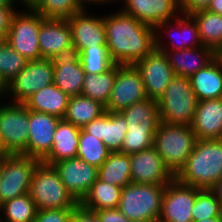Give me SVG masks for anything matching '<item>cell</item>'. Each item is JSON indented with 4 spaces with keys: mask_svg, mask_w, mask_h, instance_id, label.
Wrapping results in <instances>:
<instances>
[{
    "mask_svg": "<svg viewBox=\"0 0 222 222\" xmlns=\"http://www.w3.org/2000/svg\"><path fill=\"white\" fill-rule=\"evenodd\" d=\"M54 61L53 84L69 97L81 95L85 71L78 54L72 52L57 56Z\"/></svg>",
    "mask_w": 222,
    "mask_h": 222,
    "instance_id": "cell-22",
    "label": "cell"
},
{
    "mask_svg": "<svg viewBox=\"0 0 222 222\" xmlns=\"http://www.w3.org/2000/svg\"><path fill=\"white\" fill-rule=\"evenodd\" d=\"M67 191L80 203L98 179V168L75 157L52 164Z\"/></svg>",
    "mask_w": 222,
    "mask_h": 222,
    "instance_id": "cell-16",
    "label": "cell"
},
{
    "mask_svg": "<svg viewBox=\"0 0 222 222\" xmlns=\"http://www.w3.org/2000/svg\"><path fill=\"white\" fill-rule=\"evenodd\" d=\"M13 0H0V7L9 5Z\"/></svg>",
    "mask_w": 222,
    "mask_h": 222,
    "instance_id": "cell-52",
    "label": "cell"
},
{
    "mask_svg": "<svg viewBox=\"0 0 222 222\" xmlns=\"http://www.w3.org/2000/svg\"><path fill=\"white\" fill-rule=\"evenodd\" d=\"M110 151L104 142L95 136L87 133L83 128L79 133V144L77 157L87 163L99 168L107 159Z\"/></svg>",
    "mask_w": 222,
    "mask_h": 222,
    "instance_id": "cell-35",
    "label": "cell"
},
{
    "mask_svg": "<svg viewBox=\"0 0 222 222\" xmlns=\"http://www.w3.org/2000/svg\"><path fill=\"white\" fill-rule=\"evenodd\" d=\"M116 78V64L100 74H85L82 95L106 106Z\"/></svg>",
    "mask_w": 222,
    "mask_h": 222,
    "instance_id": "cell-33",
    "label": "cell"
},
{
    "mask_svg": "<svg viewBox=\"0 0 222 222\" xmlns=\"http://www.w3.org/2000/svg\"><path fill=\"white\" fill-rule=\"evenodd\" d=\"M183 15L180 16V17H177L174 21L175 26H177V28L175 27V29H178L179 31L176 33V39L177 37L179 38H184V39H181L180 38L178 39V42L174 41V37L171 33L172 31L171 30H175L174 29V26H172L170 23L171 21H165V22H162L160 23L156 28H155V32H156V49L157 50H181V49H186V48H195V47H200V46H203L201 41H200V37H199V32H198V27H197V24L196 22L194 21V19L188 15V14H181ZM165 27V28H164ZM170 31H169V29ZM164 28V29H163ZM181 29V30H180ZM160 30V31H159ZM165 30V31H163ZM162 31V34H168L167 36H169L170 38L172 37V40L168 46L166 45L165 43V46H164V42H161L162 41V37H160V33ZM160 32V33H158ZM164 32V33H163ZM180 35V36H178ZM182 36V37H181ZM189 41V43H188ZM169 47V48H168Z\"/></svg>",
    "mask_w": 222,
    "mask_h": 222,
    "instance_id": "cell-24",
    "label": "cell"
},
{
    "mask_svg": "<svg viewBox=\"0 0 222 222\" xmlns=\"http://www.w3.org/2000/svg\"><path fill=\"white\" fill-rule=\"evenodd\" d=\"M0 209L7 222H32L38 211L29 193L5 201Z\"/></svg>",
    "mask_w": 222,
    "mask_h": 222,
    "instance_id": "cell-34",
    "label": "cell"
},
{
    "mask_svg": "<svg viewBox=\"0 0 222 222\" xmlns=\"http://www.w3.org/2000/svg\"><path fill=\"white\" fill-rule=\"evenodd\" d=\"M6 94V85L3 83V81L0 79V97H5Z\"/></svg>",
    "mask_w": 222,
    "mask_h": 222,
    "instance_id": "cell-51",
    "label": "cell"
},
{
    "mask_svg": "<svg viewBox=\"0 0 222 222\" xmlns=\"http://www.w3.org/2000/svg\"><path fill=\"white\" fill-rule=\"evenodd\" d=\"M54 61L41 58L27 61L25 67L6 85L13 103H25L34 93L53 84Z\"/></svg>",
    "mask_w": 222,
    "mask_h": 222,
    "instance_id": "cell-10",
    "label": "cell"
},
{
    "mask_svg": "<svg viewBox=\"0 0 222 222\" xmlns=\"http://www.w3.org/2000/svg\"><path fill=\"white\" fill-rule=\"evenodd\" d=\"M82 0H37L32 8L44 18L68 19L85 8Z\"/></svg>",
    "mask_w": 222,
    "mask_h": 222,
    "instance_id": "cell-36",
    "label": "cell"
},
{
    "mask_svg": "<svg viewBox=\"0 0 222 222\" xmlns=\"http://www.w3.org/2000/svg\"><path fill=\"white\" fill-rule=\"evenodd\" d=\"M26 9L25 12L14 13L6 41L28 61L38 60L41 59L38 35L40 24L45 18L32 7Z\"/></svg>",
    "mask_w": 222,
    "mask_h": 222,
    "instance_id": "cell-9",
    "label": "cell"
},
{
    "mask_svg": "<svg viewBox=\"0 0 222 222\" xmlns=\"http://www.w3.org/2000/svg\"><path fill=\"white\" fill-rule=\"evenodd\" d=\"M69 98L63 90L51 84L34 93L24 104L29 110L44 112L63 119Z\"/></svg>",
    "mask_w": 222,
    "mask_h": 222,
    "instance_id": "cell-28",
    "label": "cell"
},
{
    "mask_svg": "<svg viewBox=\"0 0 222 222\" xmlns=\"http://www.w3.org/2000/svg\"><path fill=\"white\" fill-rule=\"evenodd\" d=\"M120 113L127 124L122 153L130 155L154 146V134L160 122L156 100L146 98L121 110Z\"/></svg>",
    "mask_w": 222,
    "mask_h": 222,
    "instance_id": "cell-3",
    "label": "cell"
},
{
    "mask_svg": "<svg viewBox=\"0 0 222 222\" xmlns=\"http://www.w3.org/2000/svg\"><path fill=\"white\" fill-rule=\"evenodd\" d=\"M16 0H13L9 5L0 7V39L6 40L7 34L11 25V20L16 12L14 5Z\"/></svg>",
    "mask_w": 222,
    "mask_h": 222,
    "instance_id": "cell-41",
    "label": "cell"
},
{
    "mask_svg": "<svg viewBox=\"0 0 222 222\" xmlns=\"http://www.w3.org/2000/svg\"><path fill=\"white\" fill-rule=\"evenodd\" d=\"M189 80L198 101L222 98V58L218 55L206 67L192 74Z\"/></svg>",
    "mask_w": 222,
    "mask_h": 222,
    "instance_id": "cell-26",
    "label": "cell"
},
{
    "mask_svg": "<svg viewBox=\"0 0 222 222\" xmlns=\"http://www.w3.org/2000/svg\"><path fill=\"white\" fill-rule=\"evenodd\" d=\"M192 222H222V216H215L208 219L203 220H194Z\"/></svg>",
    "mask_w": 222,
    "mask_h": 222,
    "instance_id": "cell-49",
    "label": "cell"
},
{
    "mask_svg": "<svg viewBox=\"0 0 222 222\" xmlns=\"http://www.w3.org/2000/svg\"><path fill=\"white\" fill-rule=\"evenodd\" d=\"M121 190V187L98 178L80 204L91 211L118 208Z\"/></svg>",
    "mask_w": 222,
    "mask_h": 222,
    "instance_id": "cell-32",
    "label": "cell"
},
{
    "mask_svg": "<svg viewBox=\"0 0 222 222\" xmlns=\"http://www.w3.org/2000/svg\"><path fill=\"white\" fill-rule=\"evenodd\" d=\"M81 128L61 119L53 135V147L42 162L53 163L77 157Z\"/></svg>",
    "mask_w": 222,
    "mask_h": 222,
    "instance_id": "cell-27",
    "label": "cell"
},
{
    "mask_svg": "<svg viewBox=\"0 0 222 222\" xmlns=\"http://www.w3.org/2000/svg\"><path fill=\"white\" fill-rule=\"evenodd\" d=\"M29 194L37 210L74 208L78 204L67 191L54 166L42 161L33 172Z\"/></svg>",
    "mask_w": 222,
    "mask_h": 222,
    "instance_id": "cell-7",
    "label": "cell"
},
{
    "mask_svg": "<svg viewBox=\"0 0 222 222\" xmlns=\"http://www.w3.org/2000/svg\"><path fill=\"white\" fill-rule=\"evenodd\" d=\"M77 54L85 74H100L114 64L109 56L107 46L88 47Z\"/></svg>",
    "mask_w": 222,
    "mask_h": 222,
    "instance_id": "cell-38",
    "label": "cell"
},
{
    "mask_svg": "<svg viewBox=\"0 0 222 222\" xmlns=\"http://www.w3.org/2000/svg\"><path fill=\"white\" fill-rule=\"evenodd\" d=\"M196 141L191 125L159 122L154 134V147L174 175L184 166Z\"/></svg>",
    "mask_w": 222,
    "mask_h": 222,
    "instance_id": "cell-4",
    "label": "cell"
},
{
    "mask_svg": "<svg viewBox=\"0 0 222 222\" xmlns=\"http://www.w3.org/2000/svg\"><path fill=\"white\" fill-rule=\"evenodd\" d=\"M134 66L141 74L147 97L156 101L176 76L166 54L156 48Z\"/></svg>",
    "mask_w": 222,
    "mask_h": 222,
    "instance_id": "cell-14",
    "label": "cell"
},
{
    "mask_svg": "<svg viewBox=\"0 0 222 222\" xmlns=\"http://www.w3.org/2000/svg\"><path fill=\"white\" fill-rule=\"evenodd\" d=\"M27 61L6 40L0 42V79L5 85L25 67Z\"/></svg>",
    "mask_w": 222,
    "mask_h": 222,
    "instance_id": "cell-37",
    "label": "cell"
},
{
    "mask_svg": "<svg viewBox=\"0 0 222 222\" xmlns=\"http://www.w3.org/2000/svg\"><path fill=\"white\" fill-rule=\"evenodd\" d=\"M38 43L41 58L55 59L74 51L67 19L45 18L40 24Z\"/></svg>",
    "mask_w": 222,
    "mask_h": 222,
    "instance_id": "cell-19",
    "label": "cell"
},
{
    "mask_svg": "<svg viewBox=\"0 0 222 222\" xmlns=\"http://www.w3.org/2000/svg\"><path fill=\"white\" fill-rule=\"evenodd\" d=\"M17 3L19 1V3L21 2V4L25 7H32L36 2L37 0H16Z\"/></svg>",
    "mask_w": 222,
    "mask_h": 222,
    "instance_id": "cell-50",
    "label": "cell"
},
{
    "mask_svg": "<svg viewBox=\"0 0 222 222\" xmlns=\"http://www.w3.org/2000/svg\"><path fill=\"white\" fill-rule=\"evenodd\" d=\"M201 190L176 179L166 184L158 222H192V207Z\"/></svg>",
    "mask_w": 222,
    "mask_h": 222,
    "instance_id": "cell-13",
    "label": "cell"
},
{
    "mask_svg": "<svg viewBox=\"0 0 222 222\" xmlns=\"http://www.w3.org/2000/svg\"><path fill=\"white\" fill-rule=\"evenodd\" d=\"M189 15L197 24L202 45L213 49L219 55L222 51V16L207 9Z\"/></svg>",
    "mask_w": 222,
    "mask_h": 222,
    "instance_id": "cell-29",
    "label": "cell"
},
{
    "mask_svg": "<svg viewBox=\"0 0 222 222\" xmlns=\"http://www.w3.org/2000/svg\"><path fill=\"white\" fill-rule=\"evenodd\" d=\"M104 26L114 64L134 65L156 48L155 28L120 10L104 16Z\"/></svg>",
    "mask_w": 222,
    "mask_h": 222,
    "instance_id": "cell-1",
    "label": "cell"
},
{
    "mask_svg": "<svg viewBox=\"0 0 222 222\" xmlns=\"http://www.w3.org/2000/svg\"><path fill=\"white\" fill-rule=\"evenodd\" d=\"M40 160L22 153L0 159V205L29 193L33 172Z\"/></svg>",
    "mask_w": 222,
    "mask_h": 222,
    "instance_id": "cell-8",
    "label": "cell"
},
{
    "mask_svg": "<svg viewBox=\"0 0 222 222\" xmlns=\"http://www.w3.org/2000/svg\"><path fill=\"white\" fill-rule=\"evenodd\" d=\"M131 182L166 185L175 179L154 146L130 154Z\"/></svg>",
    "mask_w": 222,
    "mask_h": 222,
    "instance_id": "cell-15",
    "label": "cell"
},
{
    "mask_svg": "<svg viewBox=\"0 0 222 222\" xmlns=\"http://www.w3.org/2000/svg\"><path fill=\"white\" fill-rule=\"evenodd\" d=\"M164 52L176 76L190 77L211 63L218 54L211 48L200 46L181 50H160Z\"/></svg>",
    "mask_w": 222,
    "mask_h": 222,
    "instance_id": "cell-25",
    "label": "cell"
},
{
    "mask_svg": "<svg viewBox=\"0 0 222 222\" xmlns=\"http://www.w3.org/2000/svg\"><path fill=\"white\" fill-rule=\"evenodd\" d=\"M99 222H131L118 208L95 211Z\"/></svg>",
    "mask_w": 222,
    "mask_h": 222,
    "instance_id": "cell-43",
    "label": "cell"
},
{
    "mask_svg": "<svg viewBox=\"0 0 222 222\" xmlns=\"http://www.w3.org/2000/svg\"><path fill=\"white\" fill-rule=\"evenodd\" d=\"M125 4L122 12L134 16L140 22L156 28L160 23L172 21L181 14L179 0H120Z\"/></svg>",
    "mask_w": 222,
    "mask_h": 222,
    "instance_id": "cell-20",
    "label": "cell"
},
{
    "mask_svg": "<svg viewBox=\"0 0 222 222\" xmlns=\"http://www.w3.org/2000/svg\"><path fill=\"white\" fill-rule=\"evenodd\" d=\"M98 178L121 188L131 183L130 155L110 152L107 159L98 168Z\"/></svg>",
    "mask_w": 222,
    "mask_h": 222,
    "instance_id": "cell-30",
    "label": "cell"
},
{
    "mask_svg": "<svg viewBox=\"0 0 222 222\" xmlns=\"http://www.w3.org/2000/svg\"><path fill=\"white\" fill-rule=\"evenodd\" d=\"M11 152L5 147V144L2 139V135L0 133V159L4 156L9 155Z\"/></svg>",
    "mask_w": 222,
    "mask_h": 222,
    "instance_id": "cell-47",
    "label": "cell"
},
{
    "mask_svg": "<svg viewBox=\"0 0 222 222\" xmlns=\"http://www.w3.org/2000/svg\"><path fill=\"white\" fill-rule=\"evenodd\" d=\"M148 98L140 72L134 65L116 64V78L105 110H121Z\"/></svg>",
    "mask_w": 222,
    "mask_h": 222,
    "instance_id": "cell-11",
    "label": "cell"
},
{
    "mask_svg": "<svg viewBox=\"0 0 222 222\" xmlns=\"http://www.w3.org/2000/svg\"><path fill=\"white\" fill-rule=\"evenodd\" d=\"M60 120L54 115L29 110V137L21 153L42 161L53 147V135Z\"/></svg>",
    "mask_w": 222,
    "mask_h": 222,
    "instance_id": "cell-17",
    "label": "cell"
},
{
    "mask_svg": "<svg viewBox=\"0 0 222 222\" xmlns=\"http://www.w3.org/2000/svg\"><path fill=\"white\" fill-rule=\"evenodd\" d=\"M70 222H99L95 211L84 208L78 203L74 208Z\"/></svg>",
    "mask_w": 222,
    "mask_h": 222,
    "instance_id": "cell-42",
    "label": "cell"
},
{
    "mask_svg": "<svg viewBox=\"0 0 222 222\" xmlns=\"http://www.w3.org/2000/svg\"><path fill=\"white\" fill-rule=\"evenodd\" d=\"M73 208L38 210L32 222H70Z\"/></svg>",
    "mask_w": 222,
    "mask_h": 222,
    "instance_id": "cell-40",
    "label": "cell"
},
{
    "mask_svg": "<svg viewBox=\"0 0 222 222\" xmlns=\"http://www.w3.org/2000/svg\"><path fill=\"white\" fill-rule=\"evenodd\" d=\"M105 106L84 95L69 98L64 120L83 128L105 112Z\"/></svg>",
    "mask_w": 222,
    "mask_h": 222,
    "instance_id": "cell-31",
    "label": "cell"
},
{
    "mask_svg": "<svg viewBox=\"0 0 222 222\" xmlns=\"http://www.w3.org/2000/svg\"><path fill=\"white\" fill-rule=\"evenodd\" d=\"M212 0H179L181 14H190L198 10L207 9Z\"/></svg>",
    "mask_w": 222,
    "mask_h": 222,
    "instance_id": "cell-44",
    "label": "cell"
},
{
    "mask_svg": "<svg viewBox=\"0 0 222 222\" xmlns=\"http://www.w3.org/2000/svg\"><path fill=\"white\" fill-rule=\"evenodd\" d=\"M212 190L217 194L218 202L220 204V210H221V213H222V177L216 183L215 187Z\"/></svg>",
    "mask_w": 222,
    "mask_h": 222,
    "instance_id": "cell-46",
    "label": "cell"
},
{
    "mask_svg": "<svg viewBox=\"0 0 222 222\" xmlns=\"http://www.w3.org/2000/svg\"><path fill=\"white\" fill-rule=\"evenodd\" d=\"M165 186L131 182L121 190L118 209L131 222H158Z\"/></svg>",
    "mask_w": 222,
    "mask_h": 222,
    "instance_id": "cell-5",
    "label": "cell"
},
{
    "mask_svg": "<svg viewBox=\"0 0 222 222\" xmlns=\"http://www.w3.org/2000/svg\"><path fill=\"white\" fill-rule=\"evenodd\" d=\"M157 102L160 122L191 125L198 99L189 77L175 76Z\"/></svg>",
    "mask_w": 222,
    "mask_h": 222,
    "instance_id": "cell-6",
    "label": "cell"
},
{
    "mask_svg": "<svg viewBox=\"0 0 222 222\" xmlns=\"http://www.w3.org/2000/svg\"><path fill=\"white\" fill-rule=\"evenodd\" d=\"M191 127L198 140L222 139V98L198 101Z\"/></svg>",
    "mask_w": 222,
    "mask_h": 222,
    "instance_id": "cell-23",
    "label": "cell"
},
{
    "mask_svg": "<svg viewBox=\"0 0 222 222\" xmlns=\"http://www.w3.org/2000/svg\"><path fill=\"white\" fill-rule=\"evenodd\" d=\"M83 129L102 140L110 152H121L122 141L127 132V124L120 112L105 111L86 124Z\"/></svg>",
    "mask_w": 222,
    "mask_h": 222,
    "instance_id": "cell-21",
    "label": "cell"
},
{
    "mask_svg": "<svg viewBox=\"0 0 222 222\" xmlns=\"http://www.w3.org/2000/svg\"><path fill=\"white\" fill-rule=\"evenodd\" d=\"M222 177V139L198 140L175 179L199 189H213Z\"/></svg>",
    "mask_w": 222,
    "mask_h": 222,
    "instance_id": "cell-2",
    "label": "cell"
},
{
    "mask_svg": "<svg viewBox=\"0 0 222 222\" xmlns=\"http://www.w3.org/2000/svg\"><path fill=\"white\" fill-rule=\"evenodd\" d=\"M7 103L0 106V133L11 153H21L29 137V109L24 103Z\"/></svg>",
    "mask_w": 222,
    "mask_h": 222,
    "instance_id": "cell-12",
    "label": "cell"
},
{
    "mask_svg": "<svg viewBox=\"0 0 222 222\" xmlns=\"http://www.w3.org/2000/svg\"><path fill=\"white\" fill-rule=\"evenodd\" d=\"M215 216H222L217 194L212 189H202L196 196L192 207V218L203 220Z\"/></svg>",
    "mask_w": 222,
    "mask_h": 222,
    "instance_id": "cell-39",
    "label": "cell"
},
{
    "mask_svg": "<svg viewBox=\"0 0 222 222\" xmlns=\"http://www.w3.org/2000/svg\"><path fill=\"white\" fill-rule=\"evenodd\" d=\"M71 27V38L74 52H82L85 48H97L106 45L104 16H91L86 7L67 19Z\"/></svg>",
    "mask_w": 222,
    "mask_h": 222,
    "instance_id": "cell-18",
    "label": "cell"
},
{
    "mask_svg": "<svg viewBox=\"0 0 222 222\" xmlns=\"http://www.w3.org/2000/svg\"><path fill=\"white\" fill-rule=\"evenodd\" d=\"M207 10L222 16V0H212Z\"/></svg>",
    "mask_w": 222,
    "mask_h": 222,
    "instance_id": "cell-45",
    "label": "cell"
},
{
    "mask_svg": "<svg viewBox=\"0 0 222 222\" xmlns=\"http://www.w3.org/2000/svg\"><path fill=\"white\" fill-rule=\"evenodd\" d=\"M82 1L85 3V5L86 4H89V5L91 4L92 5L93 3L94 4H100V3H104L105 4L106 2L110 3V1L112 3V2H114L116 0H82ZM117 1H119V0H117Z\"/></svg>",
    "mask_w": 222,
    "mask_h": 222,
    "instance_id": "cell-48",
    "label": "cell"
}]
</instances>
